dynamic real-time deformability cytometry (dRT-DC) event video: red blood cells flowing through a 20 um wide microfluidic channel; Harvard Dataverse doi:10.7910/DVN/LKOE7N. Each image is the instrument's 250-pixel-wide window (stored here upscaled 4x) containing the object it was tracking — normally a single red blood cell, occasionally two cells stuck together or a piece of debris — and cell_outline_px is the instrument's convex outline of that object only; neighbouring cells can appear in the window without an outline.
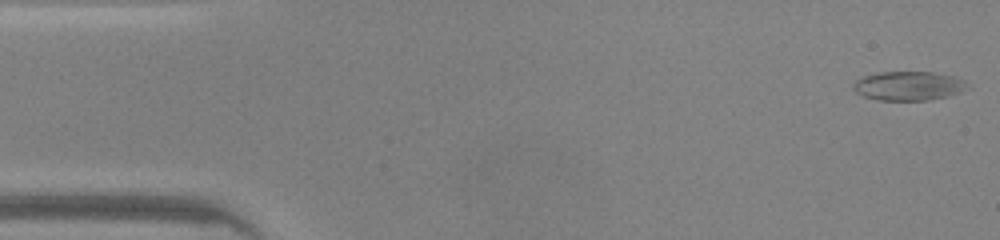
{"species": "common noctule bat (a hibernating species)", "species_latin": "Nyctalus noctula", "temperature_condition": "warm", "stored_images_in_passage": 47, "camera_frame_rate_fps": 3000, "um_per_image_px": 0.085, "animal": {"sex": "male", "body_mass_g": 20.0, "forearm_length_mm": 53.3}, "frame": {"image": 1, "passage_image": 1, "time_ms": 0.0, "image_size_px": [1000, 240], "cell_outline_px": [[972, 88], [948, 96], [928, 100], [880, 100], [864, 96], [856, 92], [852, 88], [852, 84], [856, 80], [864, 76], [876, 72], [932, 72], [956, 76], [964, 80]], "centroid_in_image_um": [77.26, 7.29], "position_along_channel_um": 7.7, "area_um2": 19.54}}
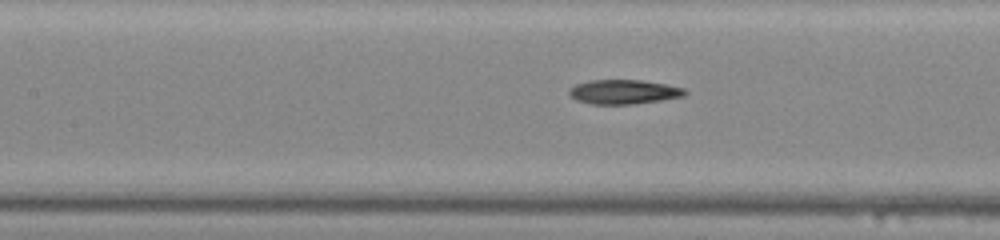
{"frame": {"image": 2, "passage_image": 20, "time_ms": 6.333, "image_size_px": [1000, 240], "cell_outline_px": [[688, 92], [684, 96], [660, 100], [632, 104], [592, 104], [576, 100], [568, 92], [568, 88], [576, 84], [588, 80], [644, 80], [684, 88]], "centroid_in_image_um": [52.99, 7.8], "position_along_channel_um": 154.4, "area_um2": 16.42}}
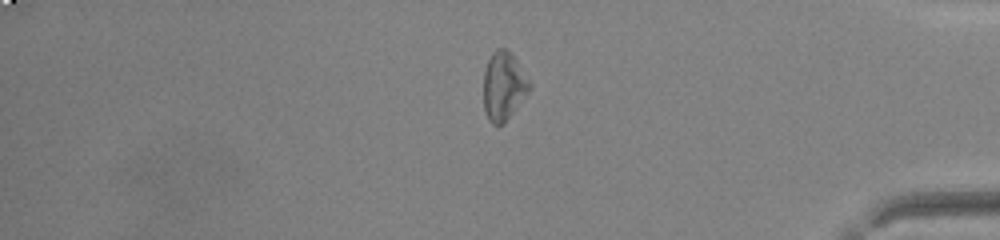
{"frame": {"image": 3, "passage_image": 39, "time_ms": 12.667, "image_size_px": [1000, 240], "cell_outline_px": [[532, 88], [504, 124], [492, 124], [488, 120], [484, 112], [484, 72], [488, 60], [492, 52], [496, 48], [508, 48], [532, 84]], "centroid_in_image_um": [42.81, 7.32], "position_along_channel_um": 392.4, "area_um2": 18.5}, "authors_computed_cell_mechanics": {"area_um2": 17.9758, "velocity_mm_per_s": 4.265, "shape_relaxation_time_tau1_ms": 7.7986, "shape_relaxation_time_tau2_ms": 6.2865, "deformation_change_tau1": 0.2019, "deformation_change_tau2": 0.2025}}